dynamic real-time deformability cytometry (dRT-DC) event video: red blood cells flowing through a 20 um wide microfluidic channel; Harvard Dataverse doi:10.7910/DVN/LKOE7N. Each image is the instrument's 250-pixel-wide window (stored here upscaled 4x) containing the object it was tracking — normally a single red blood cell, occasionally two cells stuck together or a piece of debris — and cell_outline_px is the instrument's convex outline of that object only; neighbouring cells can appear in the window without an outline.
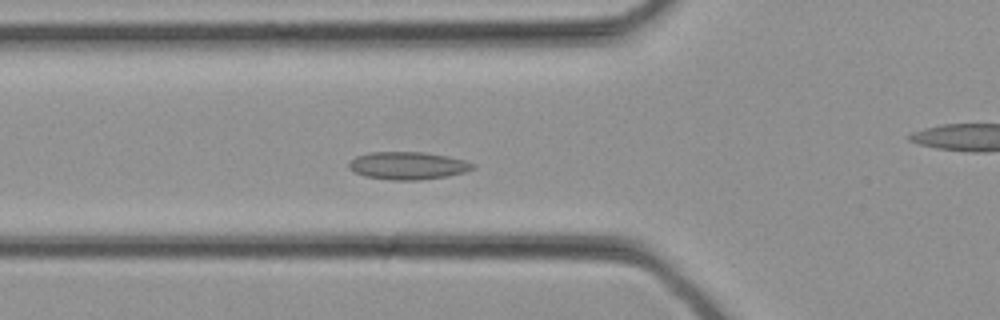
{"species": "common noctule bat (a hibernating species)", "species_latin": "Nyctalus noctula", "temperature_condition": "cold", "stored_images_in_passage": 34, "camera_frame_rate_fps": 3000, "um_per_image_px": 0.085, "animal": {"sex": "female", "body_mass_g": 21.9}, "frame": {"image": 1, "passage_image": 12, "time_ms": 3.667, "image_size_px": [1000, 320], "cell_outline_px": [[476, 164], [472, 168], [464, 172], [448, 176], [420, 180], [392, 180], [364, 176], [348, 168], [348, 164], [356, 156], [368, 152], [424, 152], [448, 156], [464, 160]], "centroid_in_image_um": [34.66, 14.07], "position_along_channel_um": 91.1, "area_um2": 19.94}}
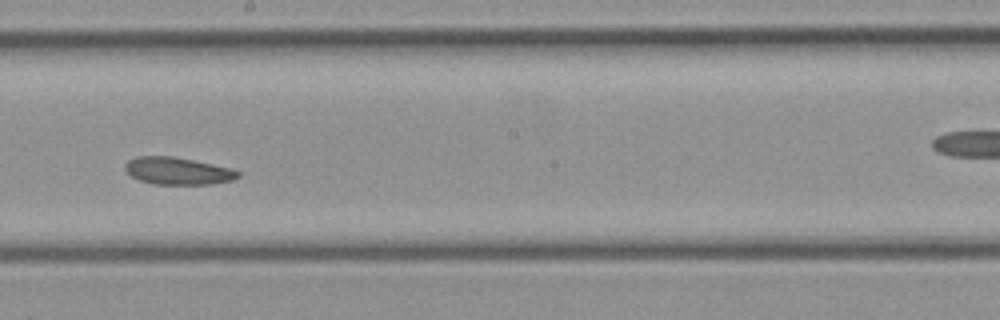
{"frame": {"image": 2, "passage_image": 19, "time_ms": 6.0, "image_size_px": [1000, 320], "cell_outline_px": [[240, 176], [232, 180], [212, 184], [156, 184], [140, 180], [132, 176], [124, 168], [124, 164], [128, 160], [136, 156], [172, 156], [232, 168], [240, 172]], "centroid_in_image_um": [15.11, 14.52], "position_along_channel_um": 233.1, "area_um2": 17.86}}
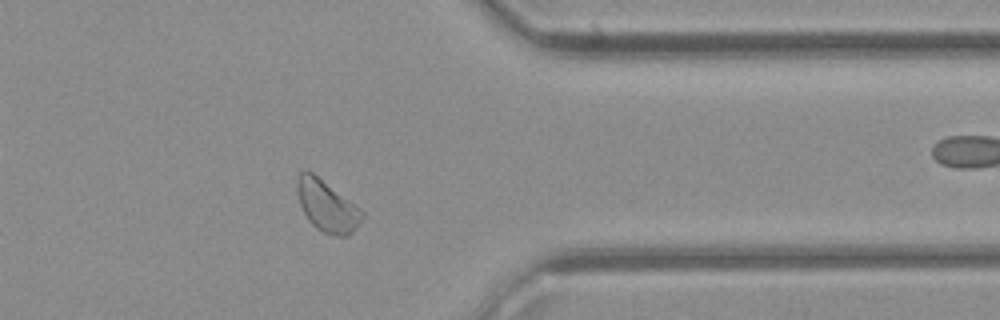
{"frame": {"image": 3, "passage_image": 27, "time_ms": 8.667, "image_size_px": [1000, 320], "cell_outline_px": [[364, 216], [360, 224], [348, 236], [336, 236], [324, 232], [316, 228], [308, 220], [300, 204], [296, 192], [296, 180], [300, 172], [312, 172], [360, 208], [364, 212]], "centroid_in_image_um": [27.79, 17.53], "position_along_channel_um": 383.6, "area_um2": 19.31}}